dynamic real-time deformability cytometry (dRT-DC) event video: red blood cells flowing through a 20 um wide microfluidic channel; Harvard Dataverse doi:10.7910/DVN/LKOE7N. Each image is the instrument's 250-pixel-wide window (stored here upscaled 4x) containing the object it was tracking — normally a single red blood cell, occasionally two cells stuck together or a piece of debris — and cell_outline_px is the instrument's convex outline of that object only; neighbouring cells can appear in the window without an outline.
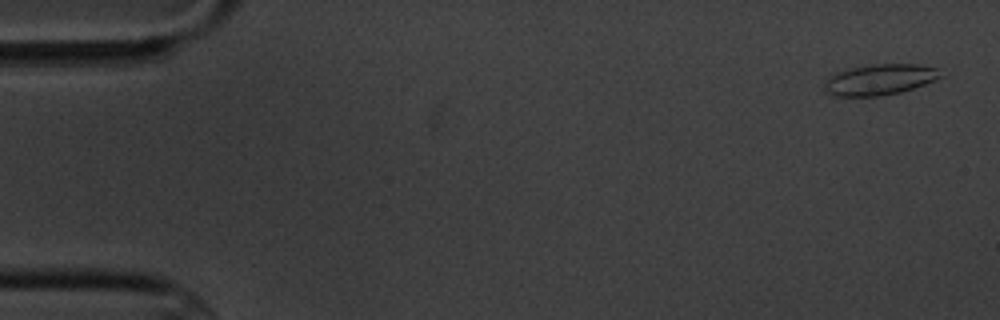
{"species": "common noctule bat (a hibernating species)", "species_latin": "Nyctalus noctula", "temperature_condition": "cold", "stored_images_in_passage": 5, "camera_frame_rate_fps": 3000, "um_per_image_px": 0.085, "animal": {"sex": "male", "body_mass_g": 20.1, "forearm_length_mm": 53.5}, "frame": {"image": 1, "passage_image": 1, "time_ms": 0.0, "image_size_px": [1000, 320], "cell_outline_px": [[944, 76], [924, 84], [900, 92], [880, 96], [832, 96], [824, 88], [824, 80], [832, 72], [872, 64], [916, 64], [936, 68]], "centroid_in_image_um": [74.72, 6.76], "position_along_channel_um": 10.3, "area_um2": 20.92}}
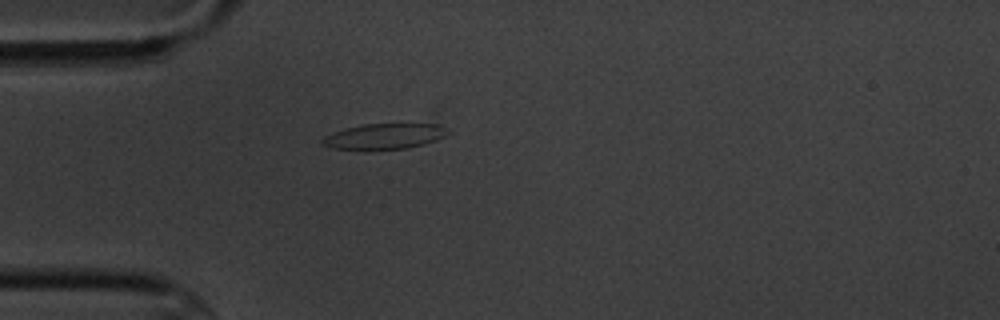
{"frame": {"image": 2, "passage_image": 5, "time_ms": 4.667, "image_size_px": [1000, 320], "cell_outline_px": [[448, 132], [444, 136], [436, 140], [424, 144], [408, 148], [332, 148], [320, 144], [320, 140], [324, 136], [344, 128], [364, 124], [440, 124]], "centroid_in_image_um": [32.64, 11.57], "position_along_channel_um": 52.4, "area_um2": 18.21}}